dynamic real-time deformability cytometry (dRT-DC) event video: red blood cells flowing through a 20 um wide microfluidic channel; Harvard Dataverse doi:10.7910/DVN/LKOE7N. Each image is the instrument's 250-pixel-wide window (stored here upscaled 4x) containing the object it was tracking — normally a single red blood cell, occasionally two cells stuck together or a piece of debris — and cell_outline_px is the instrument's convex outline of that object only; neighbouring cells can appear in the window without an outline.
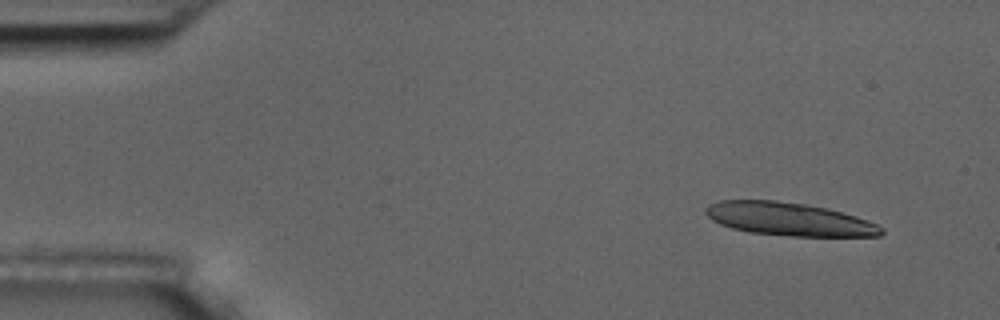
{"species": "common noctule bat (a hibernating species)", "species_latin": "Nyctalus noctula", "temperature_condition": "room temperature", "stored_images_in_passage": 5, "camera_frame_rate_fps": 3000, "um_per_image_px": 0.085, "animal": {"sex": "male", "body_mass_g": 17.5, "forearm_length_mm": 52.3}, "frame": {"image": 1, "passage_image": 1, "time_ms": 0.0, "image_size_px": [1000, 320], "cell_outline_px": [[884, 232], [880, 236], [792, 236], [748, 232], [732, 228], [720, 224], [712, 220], [704, 212], [704, 208], [708, 204], [720, 200], [776, 200], [804, 204], [828, 208], [856, 216], [868, 220], [884, 228]], "centroid_in_image_um": [67.05, 18.62], "position_along_channel_um": 17.9, "area_um2": 34.04}}
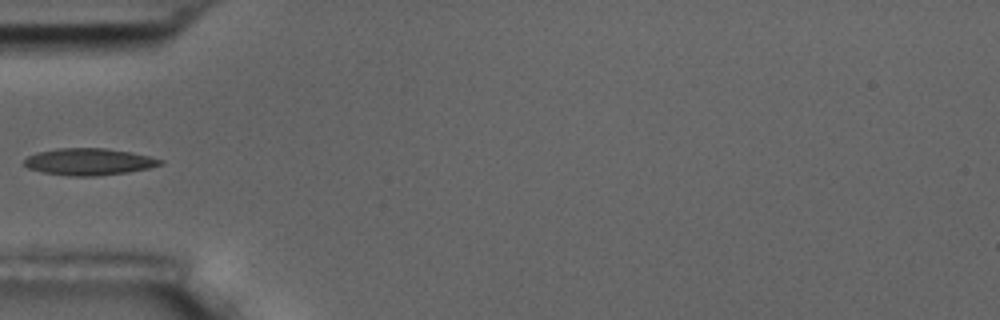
{"frame": {"image": 2, "passage_image": 5, "time_ms": 4.667, "image_size_px": [1000, 320], "cell_outline_px": [[164, 164], [148, 168], [128, 172], [96, 176], [68, 176], [44, 172], [28, 168], [24, 164], [24, 160], [28, 156], [36, 152], [56, 148], [104, 148], [132, 152], [164, 160]], "centroid_in_image_um": [7.56, 13.74], "position_along_channel_um": 77.4, "area_um2": 21.33}}